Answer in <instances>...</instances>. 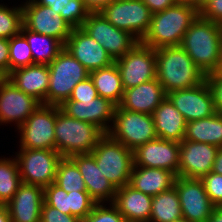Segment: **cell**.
Instances as JSON below:
<instances>
[{"instance_id": "obj_1", "label": "cell", "mask_w": 222, "mask_h": 222, "mask_svg": "<svg viewBox=\"0 0 222 222\" xmlns=\"http://www.w3.org/2000/svg\"><path fill=\"white\" fill-rule=\"evenodd\" d=\"M180 46L205 75L222 67V25L200 14L186 31Z\"/></svg>"}, {"instance_id": "obj_2", "label": "cell", "mask_w": 222, "mask_h": 222, "mask_svg": "<svg viewBox=\"0 0 222 222\" xmlns=\"http://www.w3.org/2000/svg\"><path fill=\"white\" fill-rule=\"evenodd\" d=\"M156 78L166 94L189 89L206 80L201 71L181 46H165L155 49Z\"/></svg>"}, {"instance_id": "obj_3", "label": "cell", "mask_w": 222, "mask_h": 222, "mask_svg": "<svg viewBox=\"0 0 222 222\" xmlns=\"http://www.w3.org/2000/svg\"><path fill=\"white\" fill-rule=\"evenodd\" d=\"M199 14L195 6L179 3L153 13L149 30L140 42L153 49L180 46L183 36Z\"/></svg>"}, {"instance_id": "obj_4", "label": "cell", "mask_w": 222, "mask_h": 222, "mask_svg": "<svg viewBox=\"0 0 222 222\" xmlns=\"http://www.w3.org/2000/svg\"><path fill=\"white\" fill-rule=\"evenodd\" d=\"M55 150L62 157L91 153L105 133L97 126L74 119L56 105Z\"/></svg>"}, {"instance_id": "obj_5", "label": "cell", "mask_w": 222, "mask_h": 222, "mask_svg": "<svg viewBox=\"0 0 222 222\" xmlns=\"http://www.w3.org/2000/svg\"><path fill=\"white\" fill-rule=\"evenodd\" d=\"M91 154L102 174L116 189L129 184L134 166L132 150L106 133Z\"/></svg>"}, {"instance_id": "obj_6", "label": "cell", "mask_w": 222, "mask_h": 222, "mask_svg": "<svg viewBox=\"0 0 222 222\" xmlns=\"http://www.w3.org/2000/svg\"><path fill=\"white\" fill-rule=\"evenodd\" d=\"M49 88L46 105L60 106L68 100L77 83L86 80L90 72L65 48L48 65Z\"/></svg>"}, {"instance_id": "obj_7", "label": "cell", "mask_w": 222, "mask_h": 222, "mask_svg": "<svg viewBox=\"0 0 222 222\" xmlns=\"http://www.w3.org/2000/svg\"><path fill=\"white\" fill-rule=\"evenodd\" d=\"M108 134L132 151L158 138L152 115L125 110L119 105L116 106L113 126L111 124Z\"/></svg>"}, {"instance_id": "obj_8", "label": "cell", "mask_w": 222, "mask_h": 222, "mask_svg": "<svg viewBox=\"0 0 222 222\" xmlns=\"http://www.w3.org/2000/svg\"><path fill=\"white\" fill-rule=\"evenodd\" d=\"M99 13L116 28L128 31L139 42L149 30L153 14L142 0H115Z\"/></svg>"}, {"instance_id": "obj_9", "label": "cell", "mask_w": 222, "mask_h": 222, "mask_svg": "<svg viewBox=\"0 0 222 222\" xmlns=\"http://www.w3.org/2000/svg\"><path fill=\"white\" fill-rule=\"evenodd\" d=\"M15 158L21 181L45 188L55 182L62 156L51 149H20Z\"/></svg>"}, {"instance_id": "obj_10", "label": "cell", "mask_w": 222, "mask_h": 222, "mask_svg": "<svg viewBox=\"0 0 222 222\" xmlns=\"http://www.w3.org/2000/svg\"><path fill=\"white\" fill-rule=\"evenodd\" d=\"M56 105L40 104L17 128L20 132V149L55 150Z\"/></svg>"}, {"instance_id": "obj_11", "label": "cell", "mask_w": 222, "mask_h": 222, "mask_svg": "<svg viewBox=\"0 0 222 222\" xmlns=\"http://www.w3.org/2000/svg\"><path fill=\"white\" fill-rule=\"evenodd\" d=\"M114 62L119 70L124 90L156 79L155 49L141 42Z\"/></svg>"}, {"instance_id": "obj_12", "label": "cell", "mask_w": 222, "mask_h": 222, "mask_svg": "<svg viewBox=\"0 0 222 222\" xmlns=\"http://www.w3.org/2000/svg\"><path fill=\"white\" fill-rule=\"evenodd\" d=\"M115 61L123 57L139 41L128 31L113 26L99 12L90 13L82 27Z\"/></svg>"}, {"instance_id": "obj_13", "label": "cell", "mask_w": 222, "mask_h": 222, "mask_svg": "<svg viewBox=\"0 0 222 222\" xmlns=\"http://www.w3.org/2000/svg\"><path fill=\"white\" fill-rule=\"evenodd\" d=\"M21 7L25 28L56 38L63 44L66 43L73 28L62 18L60 13L53 11L48 6L37 4L34 0H26Z\"/></svg>"}, {"instance_id": "obj_14", "label": "cell", "mask_w": 222, "mask_h": 222, "mask_svg": "<svg viewBox=\"0 0 222 222\" xmlns=\"http://www.w3.org/2000/svg\"><path fill=\"white\" fill-rule=\"evenodd\" d=\"M174 186L182 217L190 222H207L216 206L210 201L202 180L177 176Z\"/></svg>"}, {"instance_id": "obj_15", "label": "cell", "mask_w": 222, "mask_h": 222, "mask_svg": "<svg viewBox=\"0 0 222 222\" xmlns=\"http://www.w3.org/2000/svg\"><path fill=\"white\" fill-rule=\"evenodd\" d=\"M167 97L186 122L208 118L217 113L206 80L193 88L169 92Z\"/></svg>"}, {"instance_id": "obj_16", "label": "cell", "mask_w": 222, "mask_h": 222, "mask_svg": "<svg viewBox=\"0 0 222 222\" xmlns=\"http://www.w3.org/2000/svg\"><path fill=\"white\" fill-rule=\"evenodd\" d=\"M180 144L157 138L133 150L134 166L161 168L178 176Z\"/></svg>"}, {"instance_id": "obj_17", "label": "cell", "mask_w": 222, "mask_h": 222, "mask_svg": "<svg viewBox=\"0 0 222 222\" xmlns=\"http://www.w3.org/2000/svg\"><path fill=\"white\" fill-rule=\"evenodd\" d=\"M179 144V177L201 179L212 171L219 147L184 139Z\"/></svg>"}, {"instance_id": "obj_18", "label": "cell", "mask_w": 222, "mask_h": 222, "mask_svg": "<svg viewBox=\"0 0 222 222\" xmlns=\"http://www.w3.org/2000/svg\"><path fill=\"white\" fill-rule=\"evenodd\" d=\"M116 104L107 98L98 96L94 100H66L59 107L70 117L91 123L99 127L105 134L113 124Z\"/></svg>"}, {"instance_id": "obj_19", "label": "cell", "mask_w": 222, "mask_h": 222, "mask_svg": "<svg viewBox=\"0 0 222 222\" xmlns=\"http://www.w3.org/2000/svg\"><path fill=\"white\" fill-rule=\"evenodd\" d=\"M64 48L77 59L89 72L107 67L114 63L107 51L86 31L73 28Z\"/></svg>"}, {"instance_id": "obj_20", "label": "cell", "mask_w": 222, "mask_h": 222, "mask_svg": "<svg viewBox=\"0 0 222 222\" xmlns=\"http://www.w3.org/2000/svg\"><path fill=\"white\" fill-rule=\"evenodd\" d=\"M39 105L7 78L0 83V124L14 121L19 128Z\"/></svg>"}, {"instance_id": "obj_21", "label": "cell", "mask_w": 222, "mask_h": 222, "mask_svg": "<svg viewBox=\"0 0 222 222\" xmlns=\"http://www.w3.org/2000/svg\"><path fill=\"white\" fill-rule=\"evenodd\" d=\"M43 203L44 188L22 182L6 204L11 222H40Z\"/></svg>"}, {"instance_id": "obj_22", "label": "cell", "mask_w": 222, "mask_h": 222, "mask_svg": "<svg viewBox=\"0 0 222 222\" xmlns=\"http://www.w3.org/2000/svg\"><path fill=\"white\" fill-rule=\"evenodd\" d=\"M70 158L76 163L90 197L96 203H104L105 201L113 203L117 189L102 174L94 156L87 153L77 154Z\"/></svg>"}, {"instance_id": "obj_23", "label": "cell", "mask_w": 222, "mask_h": 222, "mask_svg": "<svg viewBox=\"0 0 222 222\" xmlns=\"http://www.w3.org/2000/svg\"><path fill=\"white\" fill-rule=\"evenodd\" d=\"M18 89L46 105L49 88V68L45 64H32L15 69L6 77Z\"/></svg>"}, {"instance_id": "obj_24", "label": "cell", "mask_w": 222, "mask_h": 222, "mask_svg": "<svg viewBox=\"0 0 222 222\" xmlns=\"http://www.w3.org/2000/svg\"><path fill=\"white\" fill-rule=\"evenodd\" d=\"M162 85L156 79L125 89L119 106L122 109L152 115L166 98Z\"/></svg>"}, {"instance_id": "obj_25", "label": "cell", "mask_w": 222, "mask_h": 222, "mask_svg": "<svg viewBox=\"0 0 222 222\" xmlns=\"http://www.w3.org/2000/svg\"><path fill=\"white\" fill-rule=\"evenodd\" d=\"M113 204L127 222H149L152 196L135 190L129 184L117 188Z\"/></svg>"}, {"instance_id": "obj_26", "label": "cell", "mask_w": 222, "mask_h": 222, "mask_svg": "<svg viewBox=\"0 0 222 222\" xmlns=\"http://www.w3.org/2000/svg\"><path fill=\"white\" fill-rule=\"evenodd\" d=\"M152 117L158 138L178 143L184 139L186 121L167 96L154 110Z\"/></svg>"}, {"instance_id": "obj_27", "label": "cell", "mask_w": 222, "mask_h": 222, "mask_svg": "<svg viewBox=\"0 0 222 222\" xmlns=\"http://www.w3.org/2000/svg\"><path fill=\"white\" fill-rule=\"evenodd\" d=\"M177 176L166 169L133 166L129 185L144 194L155 196L171 189Z\"/></svg>"}, {"instance_id": "obj_28", "label": "cell", "mask_w": 222, "mask_h": 222, "mask_svg": "<svg viewBox=\"0 0 222 222\" xmlns=\"http://www.w3.org/2000/svg\"><path fill=\"white\" fill-rule=\"evenodd\" d=\"M184 140L222 147V113L186 122Z\"/></svg>"}, {"instance_id": "obj_29", "label": "cell", "mask_w": 222, "mask_h": 222, "mask_svg": "<svg viewBox=\"0 0 222 222\" xmlns=\"http://www.w3.org/2000/svg\"><path fill=\"white\" fill-rule=\"evenodd\" d=\"M89 77L100 97L107 98L116 105L121 103L124 89L115 62L107 67L91 71Z\"/></svg>"}, {"instance_id": "obj_30", "label": "cell", "mask_w": 222, "mask_h": 222, "mask_svg": "<svg viewBox=\"0 0 222 222\" xmlns=\"http://www.w3.org/2000/svg\"><path fill=\"white\" fill-rule=\"evenodd\" d=\"M20 33L26 38L30 46L33 64L49 65L64 49V44L56 38L30 31L23 25Z\"/></svg>"}, {"instance_id": "obj_31", "label": "cell", "mask_w": 222, "mask_h": 222, "mask_svg": "<svg viewBox=\"0 0 222 222\" xmlns=\"http://www.w3.org/2000/svg\"><path fill=\"white\" fill-rule=\"evenodd\" d=\"M149 222H173L182 217L181 204L175 186L152 196Z\"/></svg>"}, {"instance_id": "obj_32", "label": "cell", "mask_w": 222, "mask_h": 222, "mask_svg": "<svg viewBox=\"0 0 222 222\" xmlns=\"http://www.w3.org/2000/svg\"><path fill=\"white\" fill-rule=\"evenodd\" d=\"M37 4L48 6L60 13L62 18L72 27H82L90 14L82 0H34Z\"/></svg>"}, {"instance_id": "obj_33", "label": "cell", "mask_w": 222, "mask_h": 222, "mask_svg": "<svg viewBox=\"0 0 222 222\" xmlns=\"http://www.w3.org/2000/svg\"><path fill=\"white\" fill-rule=\"evenodd\" d=\"M22 183L16 158L0 159V203L6 205Z\"/></svg>"}, {"instance_id": "obj_34", "label": "cell", "mask_w": 222, "mask_h": 222, "mask_svg": "<svg viewBox=\"0 0 222 222\" xmlns=\"http://www.w3.org/2000/svg\"><path fill=\"white\" fill-rule=\"evenodd\" d=\"M67 193L72 191H87L84 179L70 157H62L58 163L54 182Z\"/></svg>"}, {"instance_id": "obj_35", "label": "cell", "mask_w": 222, "mask_h": 222, "mask_svg": "<svg viewBox=\"0 0 222 222\" xmlns=\"http://www.w3.org/2000/svg\"><path fill=\"white\" fill-rule=\"evenodd\" d=\"M33 64V55L26 38L19 33L9 39V73Z\"/></svg>"}, {"instance_id": "obj_36", "label": "cell", "mask_w": 222, "mask_h": 222, "mask_svg": "<svg viewBox=\"0 0 222 222\" xmlns=\"http://www.w3.org/2000/svg\"><path fill=\"white\" fill-rule=\"evenodd\" d=\"M23 25L22 7H7L0 4V38L10 39L20 33Z\"/></svg>"}, {"instance_id": "obj_37", "label": "cell", "mask_w": 222, "mask_h": 222, "mask_svg": "<svg viewBox=\"0 0 222 222\" xmlns=\"http://www.w3.org/2000/svg\"><path fill=\"white\" fill-rule=\"evenodd\" d=\"M96 202L87 191H72L68 193V209L70 215L83 220L93 209Z\"/></svg>"}, {"instance_id": "obj_38", "label": "cell", "mask_w": 222, "mask_h": 222, "mask_svg": "<svg viewBox=\"0 0 222 222\" xmlns=\"http://www.w3.org/2000/svg\"><path fill=\"white\" fill-rule=\"evenodd\" d=\"M103 204L96 203L82 222H127L113 203H109L110 208Z\"/></svg>"}, {"instance_id": "obj_39", "label": "cell", "mask_w": 222, "mask_h": 222, "mask_svg": "<svg viewBox=\"0 0 222 222\" xmlns=\"http://www.w3.org/2000/svg\"><path fill=\"white\" fill-rule=\"evenodd\" d=\"M44 201L64 214H70L68 209V193L55 183L44 188Z\"/></svg>"}, {"instance_id": "obj_40", "label": "cell", "mask_w": 222, "mask_h": 222, "mask_svg": "<svg viewBox=\"0 0 222 222\" xmlns=\"http://www.w3.org/2000/svg\"><path fill=\"white\" fill-rule=\"evenodd\" d=\"M210 201L220 207L222 204V175L213 171L201 178Z\"/></svg>"}, {"instance_id": "obj_41", "label": "cell", "mask_w": 222, "mask_h": 222, "mask_svg": "<svg viewBox=\"0 0 222 222\" xmlns=\"http://www.w3.org/2000/svg\"><path fill=\"white\" fill-rule=\"evenodd\" d=\"M206 82L211 91L216 112L222 113V72L206 75Z\"/></svg>"}, {"instance_id": "obj_42", "label": "cell", "mask_w": 222, "mask_h": 222, "mask_svg": "<svg viewBox=\"0 0 222 222\" xmlns=\"http://www.w3.org/2000/svg\"><path fill=\"white\" fill-rule=\"evenodd\" d=\"M40 222H82V220L73 215L64 214L44 201L41 207Z\"/></svg>"}, {"instance_id": "obj_43", "label": "cell", "mask_w": 222, "mask_h": 222, "mask_svg": "<svg viewBox=\"0 0 222 222\" xmlns=\"http://www.w3.org/2000/svg\"><path fill=\"white\" fill-rule=\"evenodd\" d=\"M99 95L90 77L77 83L68 100H94Z\"/></svg>"}, {"instance_id": "obj_44", "label": "cell", "mask_w": 222, "mask_h": 222, "mask_svg": "<svg viewBox=\"0 0 222 222\" xmlns=\"http://www.w3.org/2000/svg\"><path fill=\"white\" fill-rule=\"evenodd\" d=\"M200 15L207 20L222 25V0L210 1L201 11Z\"/></svg>"}, {"instance_id": "obj_45", "label": "cell", "mask_w": 222, "mask_h": 222, "mask_svg": "<svg viewBox=\"0 0 222 222\" xmlns=\"http://www.w3.org/2000/svg\"><path fill=\"white\" fill-rule=\"evenodd\" d=\"M0 73L9 75V39L0 38Z\"/></svg>"}, {"instance_id": "obj_46", "label": "cell", "mask_w": 222, "mask_h": 222, "mask_svg": "<svg viewBox=\"0 0 222 222\" xmlns=\"http://www.w3.org/2000/svg\"><path fill=\"white\" fill-rule=\"evenodd\" d=\"M152 13L163 11L168 7L174 6V0H142Z\"/></svg>"}, {"instance_id": "obj_47", "label": "cell", "mask_w": 222, "mask_h": 222, "mask_svg": "<svg viewBox=\"0 0 222 222\" xmlns=\"http://www.w3.org/2000/svg\"><path fill=\"white\" fill-rule=\"evenodd\" d=\"M115 0H82L90 13L100 12L103 8L110 5Z\"/></svg>"}, {"instance_id": "obj_48", "label": "cell", "mask_w": 222, "mask_h": 222, "mask_svg": "<svg viewBox=\"0 0 222 222\" xmlns=\"http://www.w3.org/2000/svg\"><path fill=\"white\" fill-rule=\"evenodd\" d=\"M212 171L222 175V147L219 148L216 159L213 163Z\"/></svg>"}, {"instance_id": "obj_49", "label": "cell", "mask_w": 222, "mask_h": 222, "mask_svg": "<svg viewBox=\"0 0 222 222\" xmlns=\"http://www.w3.org/2000/svg\"><path fill=\"white\" fill-rule=\"evenodd\" d=\"M207 222H222V208L215 207Z\"/></svg>"}, {"instance_id": "obj_50", "label": "cell", "mask_w": 222, "mask_h": 222, "mask_svg": "<svg viewBox=\"0 0 222 222\" xmlns=\"http://www.w3.org/2000/svg\"><path fill=\"white\" fill-rule=\"evenodd\" d=\"M0 222H11L7 205L0 206Z\"/></svg>"}, {"instance_id": "obj_51", "label": "cell", "mask_w": 222, "mask_h": 222, "mask_svg": "<svg viewBox=\"0 0 222 222\" xmlns=\"http://www.w3.org/2000/svg\"><path fill=\"white\" fill-rule=\"evenodd\" d=\"M212 0H196V9L200 12Z\"/></svg>"}, {"instance_id": "obj_52", "label": "cell", "mask_w": 222, "mask_h": 222, "mask_svg": "<svg viewBox=\"0 0 222 222\" xmlns=\"http://www.w3.org/2000/svg\"><path fill=\"white\" fill-rule=\"evenodd\" d=\"M174 1L179 4H189L196 7V0H174Z\"/></svg>"}, {"instance_id": "obj_53", "label": "cell", "mask_w": 222, "mask_h": 222, "mask_svg": "<svg viewBox=\"0 0 222 222\" xmlns=\"http://www.w3.org/2000/svg\"><path fill=\"white\" fill-rule=\"evenodd\" d=\"M173 222H190V221H188L187 219H184L183 217H181V218H179V219H177V220H175Z\"/></svg>"}, {"instance_id": "obj_54", "label": "cell", "mask_w": 222, "mask_h": 222, "mask_svg": "<svg viewBox=\"0 0 222 222\" xmlns=\"http://www.w3.org/2000/svg\"><path fill=\"white\" fill-rule=\"evenodd\" d=\"M6 77L2 74V73H0V83L5 79Z\"/></svg>"}]
</instances>
